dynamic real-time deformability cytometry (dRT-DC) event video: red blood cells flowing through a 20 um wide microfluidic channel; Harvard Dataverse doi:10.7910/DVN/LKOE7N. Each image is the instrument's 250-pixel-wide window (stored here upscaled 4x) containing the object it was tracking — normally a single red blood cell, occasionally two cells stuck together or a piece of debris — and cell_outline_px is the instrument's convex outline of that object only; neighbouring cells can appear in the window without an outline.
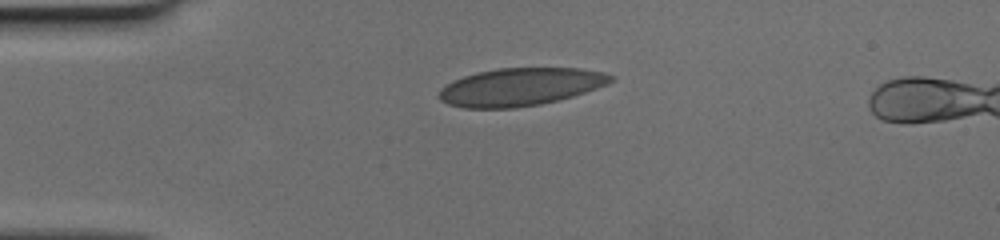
{"species": "human", "species_latin": "Homo sapiens", "temperature_condition": "cold", "stored_images_in_passage": 39, "camera_frame_rate_fps": 3000, "um_per_image_px": 0.085, "donor": {"sex": "female"}, "frame": {"image": 1, "passage_image": 1, "time_ms": 0.0, "image_size_px": [1000, 240], "cell_outline_px": [[612, 80], [608, 84], [572, 96], [540, 104], [516, 108], [464, 108], [448, 104], [440, 100], [440, 88], [452, 80], [476, 72], [500, 68], [580, 68], [604, 72], [612, 76]], "centroid_in_image_um": [44.2, 7.38], "position_along_channel_um": 40.8, "area_um2": 37.69}}
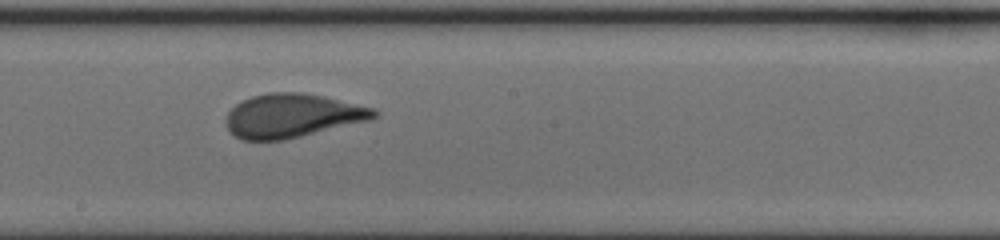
{"frame": {"image": 2, "passage_image": 17, "time_ms": 5.333, "image_size_px": [1000, 240], "cell_outline_px": [[380, 112], [372, 120], [284, 140], [240, 140], [232, 136], [228, 132], [224, 120], [228, 112], [236, 104], [252, 96], [268, 92], [300, 92], [324, 96], [376, 108]], "centroid_in_image_um": [24.84, 9.84], "position_along_channel_um": 223.4, "area_um2": 38.26}}
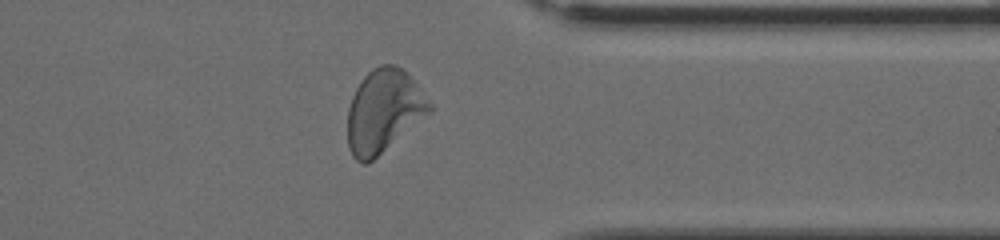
{"frame": {"image": 3, "passage_image": 29, "time_ms": 9.333, "image_size_px": [1000, 240], "cell_outline_px": [[432, 112], [368, 164], [360, 164], [352, 156], [348, 148], [348, 108], [352, 96], [356, 88], [364, 76], [372, 68], [380, 64], [396, 64], [416, 84], [432, 104]], "centroid_in_image_um": [32.6, 9.47], "position_along_channel_um": 378.8, "area_um2": 39.65}}